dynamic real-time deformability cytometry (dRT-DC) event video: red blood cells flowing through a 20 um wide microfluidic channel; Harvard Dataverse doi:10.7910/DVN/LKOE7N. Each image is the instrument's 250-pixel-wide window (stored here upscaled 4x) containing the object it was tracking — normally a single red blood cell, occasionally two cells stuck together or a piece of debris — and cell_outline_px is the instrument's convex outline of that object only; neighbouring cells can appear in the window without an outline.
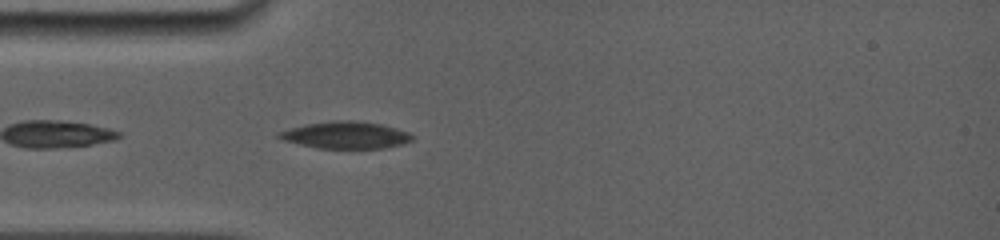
{"species": "common noctule bat (a hibernating species)", "species_latin": "Nyctalus noctula", "temperature_condition": "room temperature", "stored_images_in_passage": 32, "camera_frame_rate_fps": 5000, "um_per_image_px": 0.085, "animal": {"sex": "female", "body_mass_g": 19.0, "forearm_length_mm": 56.7}, "frame": {"image": 1, "passage_image": 3, "time_ms": 0.8, "image_size_px": [1000, 240], "cell_outline_px": [[412, 140], [400, 144], [384, 148], [316, 148], [284, 140], [276, 136], [276, 132], [304, 124], [332, 120], [352, 120], [380, 124], [396, 128], [408, 132], [412, 136]], "centroid_in_image_um": [29.33, 11.47], "position_along_channel_um": 55.7, "area_um2": 20.87}}
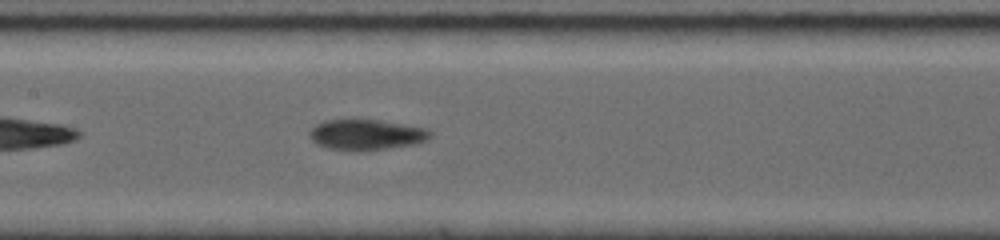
{"frame": {"image": 2, "passage_image": 11, "time_ms": 4.0, "image_size_px": [1000, 240], "cell_outline_px": [[432, 136], [428, 140], [420, 144], [360, 152], [356, 152], [324, 148], [316, 144], [308, 136], [308, 132], [316, 124], [324, 120], [380, 120], [424, 128], [432, 132]], "centroid_in_image_um": [31.13, 11.48], "position_along_channel_um": 176.3, "area_um2": 22.02}}
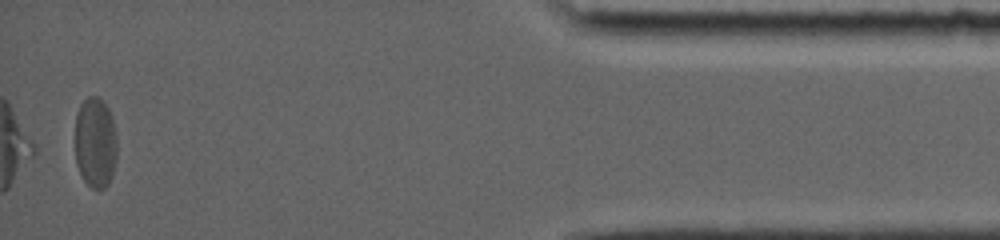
{"frame": {"image": 3, "passage_image": 31, "time_ms": 12.0, "image_size_px": [1000, 240], "cell_outline_px": [[116, 160], [112, 176], [108, 184], [104, 188], [92, 188], [84, 180], [76, 164], [76, 112], [80, 104], [88, 96], [96, 96], [104, 100], [112, 116], [116, 132]], "centroid_in_image_um": [8.12, 12.09], "position_along_channel_um": 427.1, "area_um2": 22.37}, "authors_computed_cell_mechanics": {"area_um2": 21.7906, "velocity_mm_per_s": 3.8472, "shape_relaxation_time_tau1_ms": 10.2297, "shape_relaxation_time_tau2_ms": null, "deformation_change_tau1": 0.224, "deformation_change_tau2": null}}